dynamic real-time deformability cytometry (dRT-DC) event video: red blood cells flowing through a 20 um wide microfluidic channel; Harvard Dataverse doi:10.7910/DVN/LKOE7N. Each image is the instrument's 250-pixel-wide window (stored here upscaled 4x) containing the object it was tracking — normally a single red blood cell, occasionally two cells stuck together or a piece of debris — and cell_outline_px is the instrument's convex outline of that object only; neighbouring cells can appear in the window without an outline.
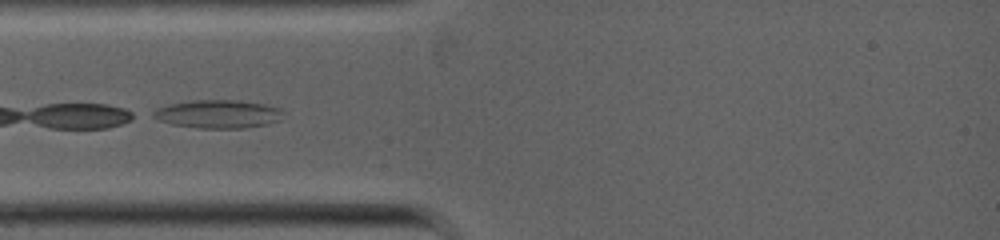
{"species": "common noctule bat (a hibernating species)", "species_latin": "Nyctalus noctula", "temperature_condition": "warm", "stored_images_in_passage": 9, "camera_frame_rate_fps": 5000, "um_per_image_px": 0.085, "animal": {"sex": "female", "body_mass_g": 19.0, "forearm_length_mm": 53.3}, "frame": {"image": 1, "passage_image": 1, "time_ms": 0.0, "image_size_px": [1000, 240], "cell_outline_px": [[284, 112], [280, 120], [268, 124], [244, 128], [200, 128], [172, 124], [156, 120], [148, 116], [148, 112], [156, 108], [172, 104], [192, 100], [236, 100], [264, 104], [280, 108]], "centroid_in_image_um": [18.48, 9.69], "position_along_channel_um": 66.5, "area_um2": 21.68}}
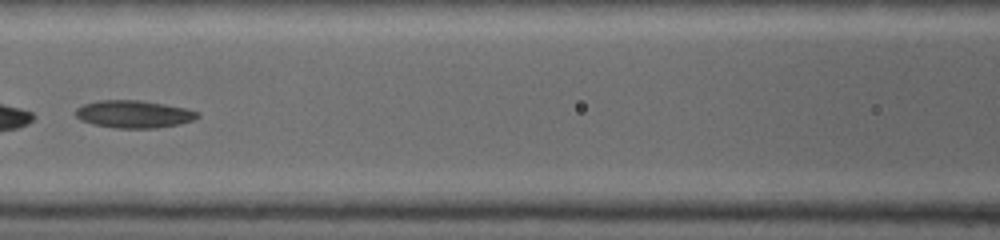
{"frame": {"image": 2, "passage_image": 6, "time_ms": 1.8, "image_size_px": [1000, 240], "cell_outline_px": [[200, 116], [196, 120], [180, 124], [156, 128], [116, 128], [92, 124], [80, 120], [76, 116], [76, 108], [84, 104], [96, 100], [140, 100], [188, 108], [200, 112]], "centroid_in_image_um": [11.41, 9.7], "position_along_channel_um": 155.2, "area_um2": 19.83}}
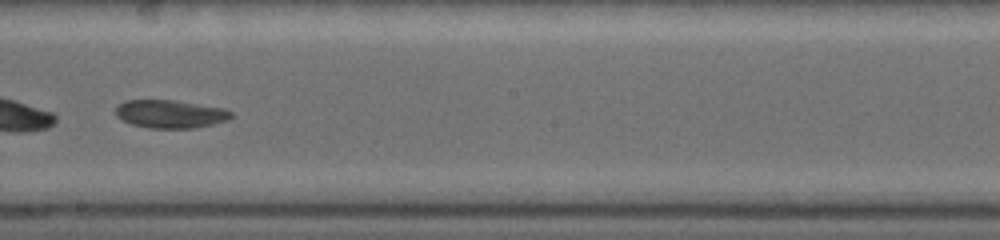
{"frame": {"image": 3, "passage_image": 8, "time_ms": 3.4, "image_size_px": [1000, 240], "cell_outline_px": [[232, 116], [228, 120], [196, 128], [148, 128], [132, 124], [120, 120], [116, 116], [116, 108], [124, 100], [176, 100], [224, 108], [232, 112]], "centroid_in_image_um": [14.47, 9.69], "position_along_channel_um": 233.7, "area_um2": 19.02}}